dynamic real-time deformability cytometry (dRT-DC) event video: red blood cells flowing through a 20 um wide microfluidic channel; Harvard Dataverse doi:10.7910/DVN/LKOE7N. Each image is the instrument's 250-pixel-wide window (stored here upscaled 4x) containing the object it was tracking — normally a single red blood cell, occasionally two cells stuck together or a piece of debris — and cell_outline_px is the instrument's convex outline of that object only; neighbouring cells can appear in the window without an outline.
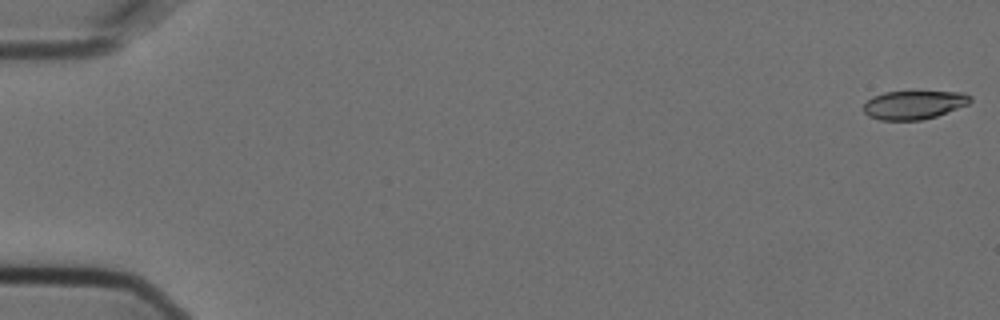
{"species": "Egyptian fruit bat (a non-hibernating species)", "species_latin": "Rousettus aegyptiacus", "temperature_condition": "cold", "stored_images_in_passage": 4, "camera_frame_rate_fps": 3000, "um_per_image_px": 0.085, "animal": {"sex": "female"}, "frame": {"image": 1, "passage_image": 1, "time_ms": 0.0, "image_size_px": [1000, 320], "cell_outline_px": [[972, 100], [968, 104], [936, 116], [920, 120], [880, 120], [868, 116], [864, 112], [864, 104], [872, 96], [884, 92], [964, 92], [972, 96]], "centroid_in_image_um": [77.67, 8.91], "position_along_channel_um": 7.3, "area_um2": 17.69}}